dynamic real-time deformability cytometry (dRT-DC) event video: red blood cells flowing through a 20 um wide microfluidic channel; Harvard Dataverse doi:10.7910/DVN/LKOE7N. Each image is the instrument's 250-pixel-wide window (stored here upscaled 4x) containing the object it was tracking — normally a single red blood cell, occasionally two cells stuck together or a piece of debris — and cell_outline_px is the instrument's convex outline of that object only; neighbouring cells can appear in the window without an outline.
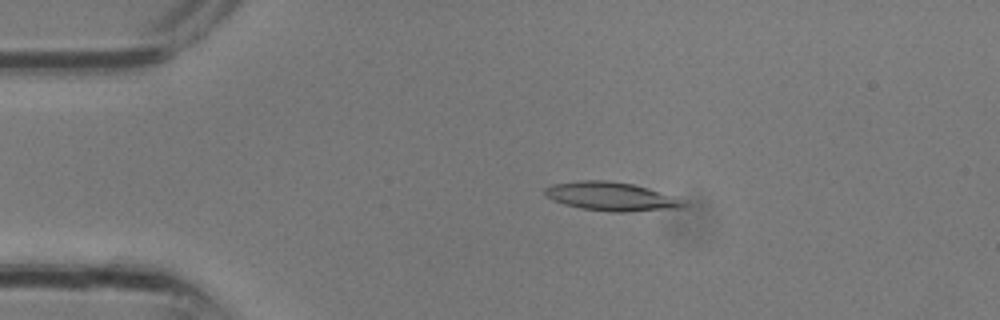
{"species": "common noctule bat (a hibernating species)", "species_latin": "Nyctalus noctula", "temperature_condition": "room temperature", "stored_images_in_passage": 9, "camera_frame_rate_fps": 3000, "um_per_image_px": 0.085, "animal": {"sex": "male", "body_mass_g": 13.3}, "frame": {"image": 1, "passage_image": 6, "time_ms": 1.667, "image_size_px": [1000, 320], "cell_outline_px": [[688, 200], [684, 208], [624, 212], [612, 212], [580, 208], [564, 204], [552, 200], [544, 196], [544, 188], [552, 184], [580, 180], [604, 180], [632, 184], [648, 188]], "centroid_in_image_um": [51.98, 16.7], "position_along_channel_um": 33.0, "area_um2": 23.47}}